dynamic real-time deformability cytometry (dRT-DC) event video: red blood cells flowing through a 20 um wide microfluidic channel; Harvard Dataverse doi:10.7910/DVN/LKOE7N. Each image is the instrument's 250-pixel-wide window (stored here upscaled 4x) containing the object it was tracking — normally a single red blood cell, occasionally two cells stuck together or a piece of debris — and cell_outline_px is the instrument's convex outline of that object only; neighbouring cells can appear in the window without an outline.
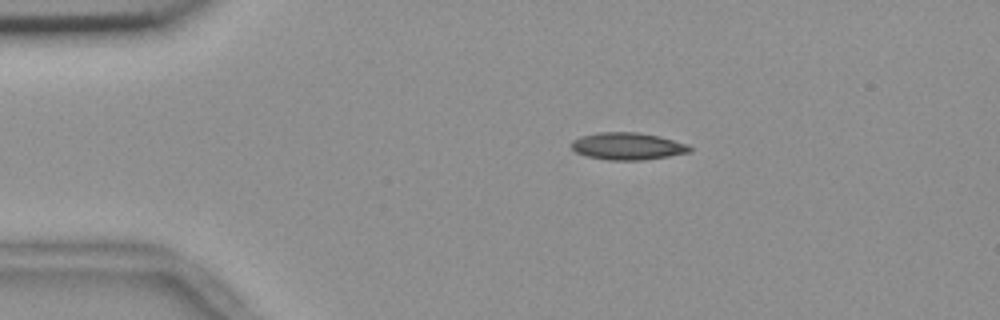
{"species": "common noctule bat (a hibernating species)", "species_latin": "Nyctalus noctula", "temperature_condition": "room temperature", "stored_images_in_passage": 45, "camera_frame_rate_fps": 3000, "um_per_image_px": 0.085, "animal": {"sex": "female", "body_mass_g": 18.4}, "frame": {"image": 1, "passage_image": 1, "time_ms": 0.0, "image_size_px": [1000, 320], "cell_outline_px": [[692, 152], [644, 160], [608, 160], [588, 156], [576, 152], [568, 144], [572, 140], [580, 136], [596, 132], [640, 132], [660, 136], [688, 144], [692, 148]], "centroid_in_image_um": [53.34, 12.41], "position_along_channel_um": 31.7, "area_um2": 19.02}}
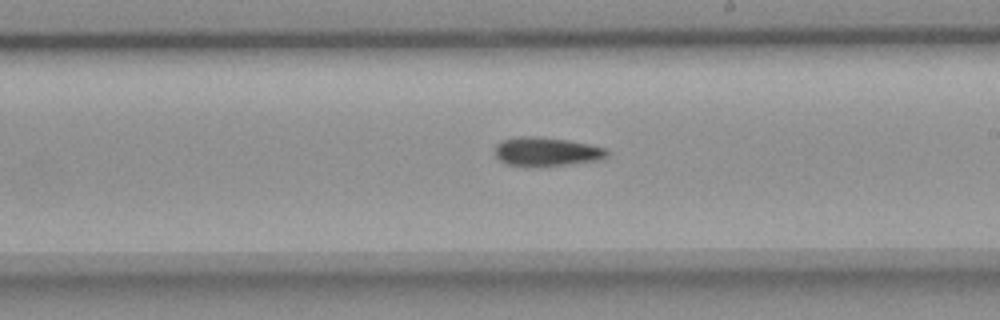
{"frame": {"image": 2, "passage_image": 22, "time_ms": 7.0, "image_size_px": [1000, 320], "cell_outline_px": [[608, 156], [596, 160], [568, 164], [504, 164], [496, 156], [496, 144], [500, 140], [516, 136], [540, 136], [568, 140], [608, 148]], "centroid_in_image_um": [46.45, 12.84], "position_along_channel_um": 242.5, "area_um2": 18.38}}
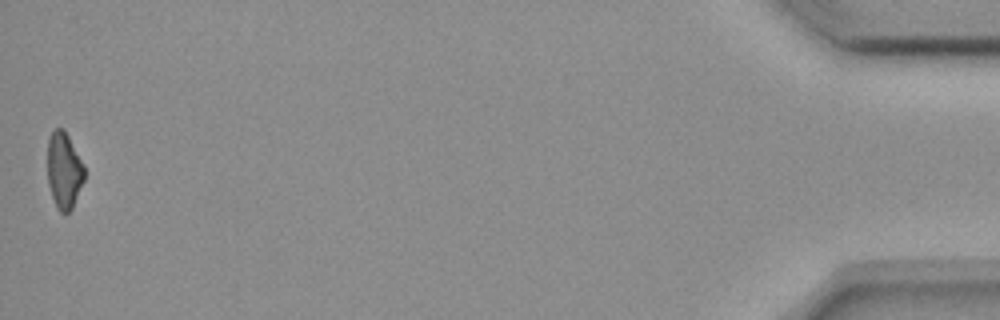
{"frame": {"image": 3, "passage_image": 45, "time_ms": 14.667, "image_size_px": [1000, 320], "cell_outline_px": [[84, 180], [72, 208], [68, 212], [60, 212], [56, 208], [48, 184], [48, 140], [52, 132], [56, 128], [64, 128], [84, 164]], "centroid_in_image_um": [5.44, 14.48], "position_along_channel_um": 429.8, "area_um2": 16.36}}